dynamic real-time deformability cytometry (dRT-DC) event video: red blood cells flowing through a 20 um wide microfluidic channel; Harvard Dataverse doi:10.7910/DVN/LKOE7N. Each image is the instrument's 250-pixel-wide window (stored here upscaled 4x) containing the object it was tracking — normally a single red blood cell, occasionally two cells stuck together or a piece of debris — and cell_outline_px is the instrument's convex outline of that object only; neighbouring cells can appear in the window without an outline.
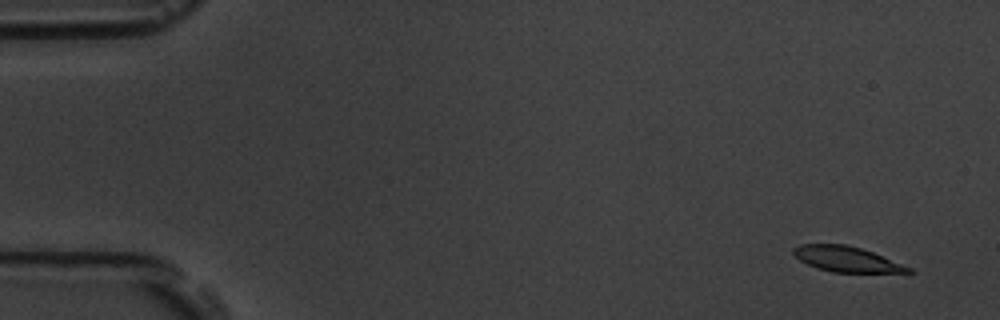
{"species": "common noctule bat (a hibernating species)", "species_latin": "Nyctalus noctula", "temperature_condition": "room temperature", "stored_images_in_passage": 6, "camera_frame_rate_fps": 3000, "um_per_image_px": 0.085, "animal": {"sex": "male", "body_mass_g": 19.5, "forearm_length_mm": 54.6}, "frame": {"image": 1, "passage_image": 1, "time_ms": 0.0, "image_size_px": [1000, 320], "cell_outline_px": [[912, 272], [832, 272], [816, 268], [800, 260], [792, 252], [792, 248], [800, 244], [844, 244], [860, 248], [872, 252], [912, 268]], "centroid_in_image_um": [71.91, 22.02], "position_along_channel_um": 13.1, "area_um2": 16.7}}